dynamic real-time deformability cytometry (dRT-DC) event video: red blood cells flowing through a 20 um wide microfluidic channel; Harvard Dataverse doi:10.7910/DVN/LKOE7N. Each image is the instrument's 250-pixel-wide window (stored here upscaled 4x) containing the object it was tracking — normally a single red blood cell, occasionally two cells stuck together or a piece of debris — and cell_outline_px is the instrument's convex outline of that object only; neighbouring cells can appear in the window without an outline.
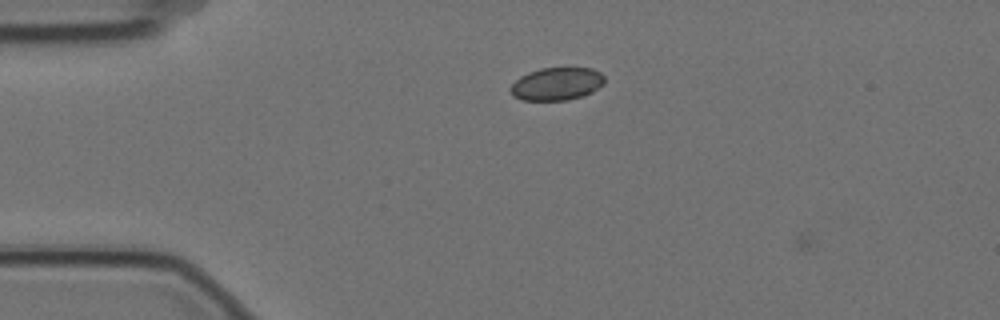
{"species": "Egyptian fruit bat (a non-hibernating species)", "species_latin": "Rousettus aegyptiacus", "temperature_condition": "cold", "stored_images_in_passage": 5, "camera_frame_rate_fps": 3000, "um_per_image_px": 0.085, "animal": {"sex": "female"}, "frame": {"image": 1, "passage_image": 4, "time_ms": 1.0, "image_size_px": [1000, 320], "cell_outline_px": [[604, 84], [592, 92], [568, 100], [520, 100], [512, 96], [508, 88], [520, 76], [528, 72], [540, 68], [592, 68], [600, 72], [604, 76]], "centroid_in_image_um": [47.29, 7.13], "position_along_channel_um": 37.7, "area_um2": 18.09}}